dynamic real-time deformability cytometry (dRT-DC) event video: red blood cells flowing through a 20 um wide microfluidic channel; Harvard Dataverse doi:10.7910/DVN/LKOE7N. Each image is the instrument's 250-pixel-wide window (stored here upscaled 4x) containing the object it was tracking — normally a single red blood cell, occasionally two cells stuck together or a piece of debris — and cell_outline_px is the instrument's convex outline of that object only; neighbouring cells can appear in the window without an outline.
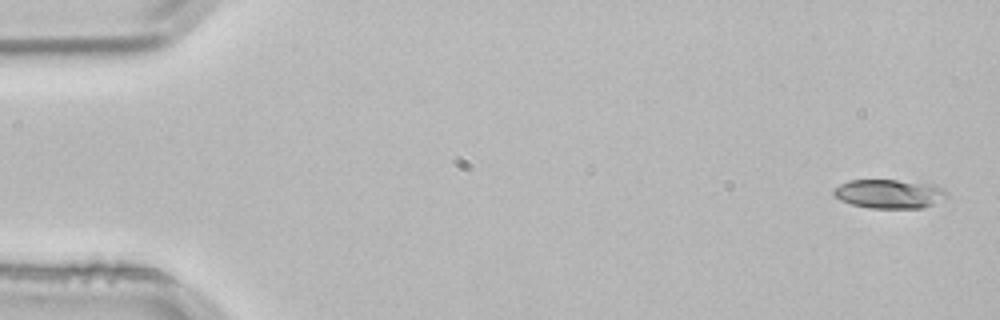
{"species": "common noctule bat (a hibernating species)", "species_latin": "Nyctalus noctula", "temperature_condition": "room temperature", "stored_images_in_passage": 5, "camera_frame_rate_fps": 3000, "um_per_image_px": 0.085, "animal": {"sex": "male", "body_mass_g": 21.5, "forearm_length_mm": 52.0}, "frame": {"image": 1, "passage_image": 1, "time_ms": 0.0, "image_size_px": [1000, 320], "cell_outline_px": [[948, 196], [932, 204], [920, 208], [872, 208], [852, 204], [840, 200], [832, 192], [840, 184], [848, 180], [896, 180], [932, 184], [944, 188], [948, 192]], "centroid_in_image_um": [75.6, 16.47], "position_along_channel_um": 9.4, "area_um2": 18.96}}